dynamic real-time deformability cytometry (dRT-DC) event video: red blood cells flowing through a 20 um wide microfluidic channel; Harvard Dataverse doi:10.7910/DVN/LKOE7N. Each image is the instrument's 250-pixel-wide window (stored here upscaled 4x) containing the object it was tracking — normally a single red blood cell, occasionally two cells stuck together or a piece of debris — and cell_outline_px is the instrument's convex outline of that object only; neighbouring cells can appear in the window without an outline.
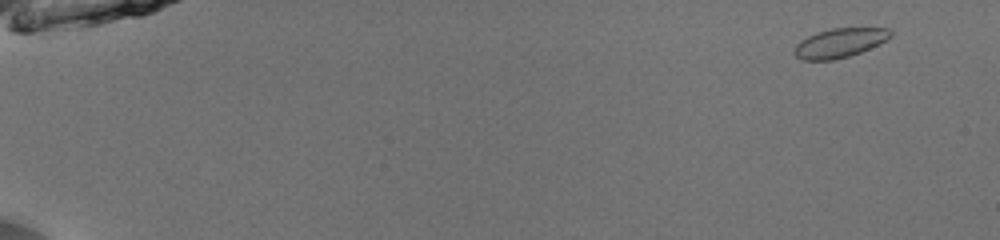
{"species": "common noctule bat (a hibernating species)", "species_latin": "Nyctalus noctula", "temperature_condition": "room temperature", "stored_images_in_passage": 34, "camera_frame_rate_fps": 3000, "um_per_image_px": 0.085, "animal": {"sex": "male", "body_mass_g": 13.0, "forearm_length_mm": 53.1}, "frame": {"image": 1, "passage_image": 3, "time_ms": 0.667, "image_size_px": [1000, 240], "cell_outline_px": [[892, 36], [880, 44], [860, 52], [848, 56], [832, 60], [800, 60], [792, 52], [796, 44], [800, 40], [816, 32], [832, 28], [888, 28], [892, 32]], "centroid_in_image_um": [71.35, 3.65], "position_along_channel_um": 13.7, "area_um2": 16.47}}
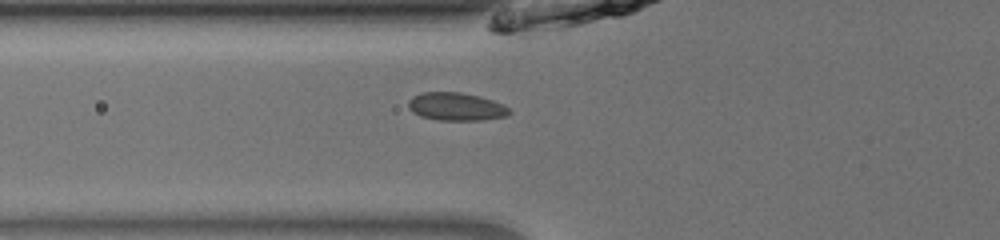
{"frame": {"image": 2, "passage_image": 21, "time_ms": 6.667, "image_size_px": [1000, 240], "cell_outline_px": [[512, 112], [508, 116], [484, 120], [440, 120], [420, 116], [412, 112], [408, 108], [408, 100], [412, 96], [420, 92], [460, 92], [480, 96], [504, 104]], "centroid_in_image_um": [38.77, 9.06], "position_along_channel_um": 87.0, "area_um2": 16.7}}
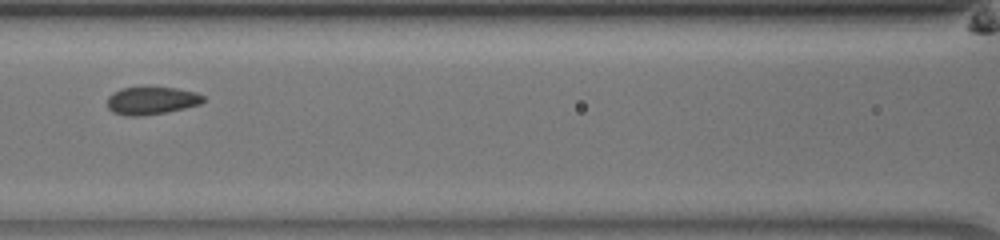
{"frame": {"image": 3, "passage_image": 26, "time_ms": 8.333, "image_size_px": [1000, 240], "cell_outline_px": [[204, 100], [200, 104], [168, 112], [140, 116], [128, 116], [112, 112], [108, 108], [108, 96], [112, 92], [124, 88], [176, 88], [196, 92], [204, 96]], "centroid_in_image_um": [12.88, 8.56], "position_along_channel_um": 153.7, "area_um2": 15.37}}